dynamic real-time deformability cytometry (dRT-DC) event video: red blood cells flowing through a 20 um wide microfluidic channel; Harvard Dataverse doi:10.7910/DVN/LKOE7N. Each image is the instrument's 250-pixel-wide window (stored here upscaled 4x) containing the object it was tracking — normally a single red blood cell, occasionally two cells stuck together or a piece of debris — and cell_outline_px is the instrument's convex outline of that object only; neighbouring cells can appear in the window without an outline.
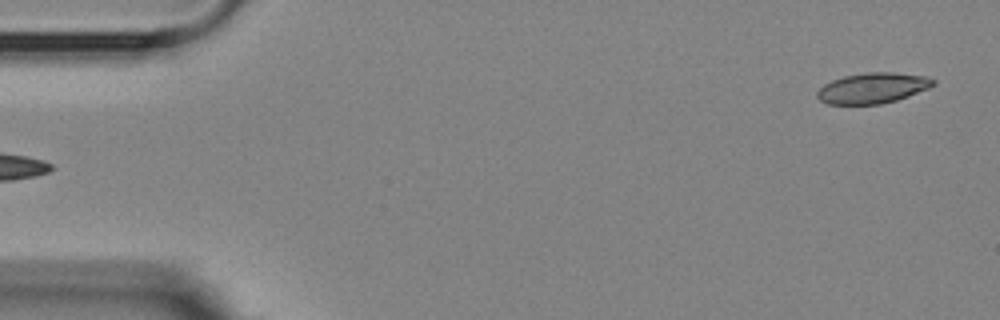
{"species": "Egyptian fruit bat (a non-hibernating species)", "species_latin": "Rousettus aegyptiacus", "temperature_condition": "room temperature", "stored_images_in_passage": 4, "segment_of_instrument_passage": [2, 2], "camera_frame_rate_fps": 3000, "um_per_image_px": 0.085, "animal": {"sex": "female"}, "frame": {"image": 1, "passage_image": 4, "time_ms": 4.667, "image_size_px": [1000, 320], "cell_outline_px": [[936, 84], [928, 88], [908, 96], [896, 100], [880, 104], [828, 104], [820, 100], [816, 96], [816, 92], [824, 84], [832, 80], [844, 76], [868, 72], [896, 72], [928, 76], [936, 80]], "centroid_in_image_um": [74.2, 7.47], "position_along_channel_um": 10.8, "area_um2": 20.75}}